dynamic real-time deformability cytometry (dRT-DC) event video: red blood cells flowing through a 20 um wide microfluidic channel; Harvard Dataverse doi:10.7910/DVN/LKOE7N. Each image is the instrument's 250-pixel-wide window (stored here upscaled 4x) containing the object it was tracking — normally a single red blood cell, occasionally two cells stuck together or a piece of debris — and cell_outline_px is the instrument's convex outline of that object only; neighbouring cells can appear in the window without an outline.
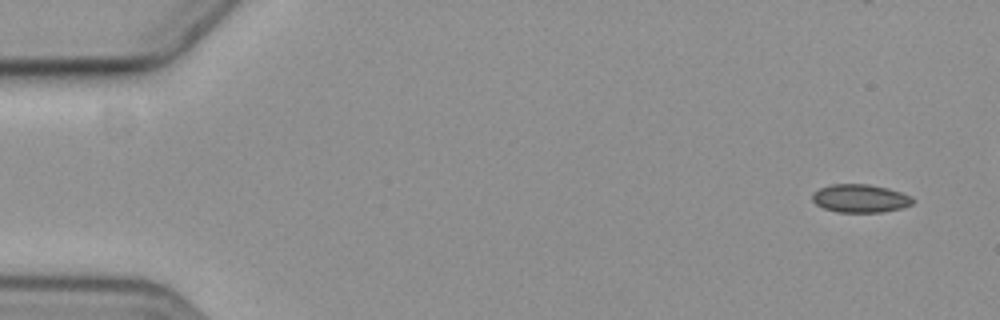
{"species": "common noctule bat (a hibernating species)", "species_latin": "Nyctalus noctula", "temperature_condition": "cold", "stored_images_in_passage": 7, "segment_of_instrument_passage": [1, 2], "camera_frame_rate_fps": 3000, "um_per_image_px": 0.085, "animal": {"sex": "female", "body_mass_g": 19.3, "forearm_length_mm": 54.1}, "frame": {"image": 1, "passage_image": 1, "time_ms": 0.0, "image_size_px": [1000, 320], "cell_outline_px": [[916, 200], [912, 204], [900, 208], [880, 212], [836, 212], [824, 208], [816, 204], [812, 200], [812, 192], [820, 188], [832, 184], [868, 184], [888, 188], [912, 196]], "centroid_in_image_um": [73.11, 16.86], "position_along_channel_um": 11.9, "area_um2": 16.53}}
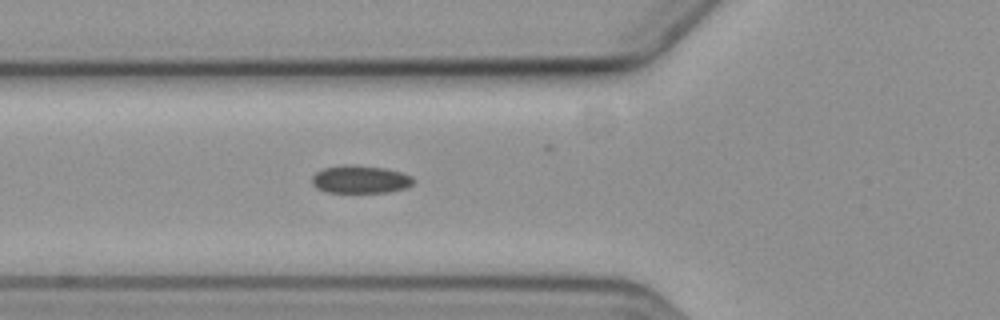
{"frame": {"image": 2, "passage_image": 6, "time_ms": 6.0, "image_size_px": [1000, 320], "cell_outline_px": [[416, 180], [412, 184], [404, 188], [388, 192], [328, 192], [316, 188], [312, 184], [312, 176], [316, 172], [324, 168], [340, 164], [352, 164], [384, 168], [400, 172], [412, 176]], "centroid_in_image_um": [30.61, 15.23], "position_along_channel_um": 95.2, "area_um2": 16.53}}